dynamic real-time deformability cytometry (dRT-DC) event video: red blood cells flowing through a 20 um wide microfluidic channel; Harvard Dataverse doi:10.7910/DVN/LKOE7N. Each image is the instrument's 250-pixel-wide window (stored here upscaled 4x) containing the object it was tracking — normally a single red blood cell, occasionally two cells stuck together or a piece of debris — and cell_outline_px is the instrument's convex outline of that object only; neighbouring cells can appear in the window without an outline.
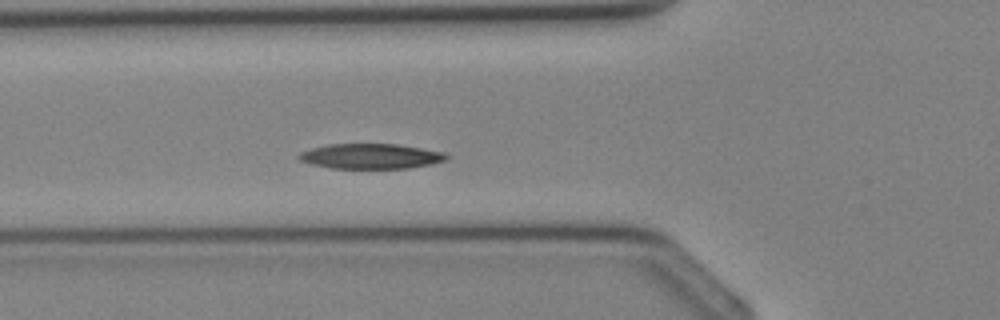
{"species": "Egyptian fruit bat (a non-hibernating species)", "species_latin": "Rousettus aegyptiacus", "temperature_condition": "cold", "stored_images_in_passage": 25, "camera_frame_rate_fps": 3000, "um_per_image_px": 0.085, "animal": {"sex": "female"}, "frame": {"image": 1, "passage_image": 2, "time_ms": 0.333, "image_size_px": [1000, 320], "cell_outline_px": [[448, 160], [408, 168], [332, 168], [312, 164], [300, 160], [296, 156], [300, 152], [312, 148], [328, 144], [396, 144], [444, 152], [448, 156]], "centroid_in_image_um": [31.5, 13.27], "position_along_channel_um": 94.3, "area_um2": 21.39}}
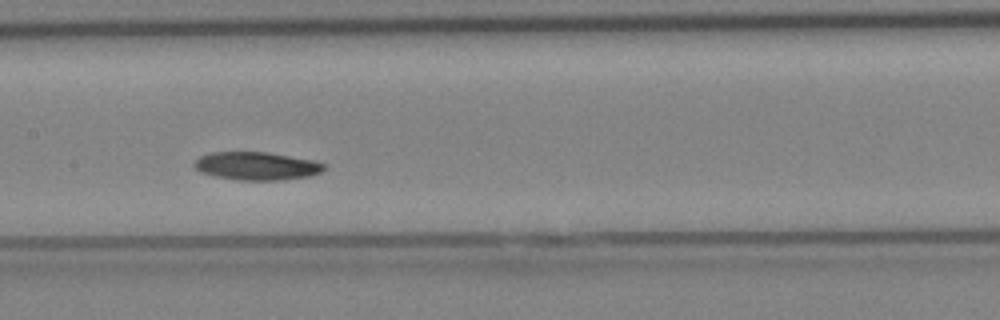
{"frame": {"image": 2, "passage_image": 7, "time_ms": 2.0, "image_size_px": [1000, 320], "cell_outline_px": [[328, 164], [320, 172], [312, 176], [280, 180], [236, 180], [216, 176], [200, 172], [192, 164], [200, 156], [212, 152], [268, 152], [312, 160]], "centroid_in_image_um": [21.82, 14.11], "position_along_channel_um": 185.6, "area_um2": 21.27}}
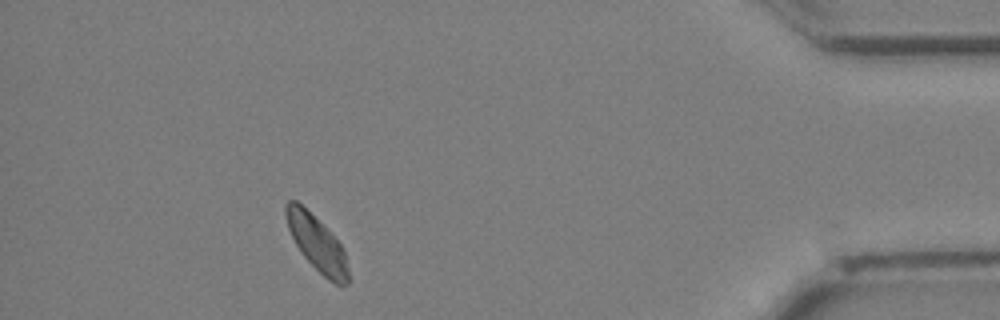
{"frame": {"image": 3, "passage_image": 22, "time_ms": 7.0, "image_size_px": [1000, 320], "cell_outline_px": [[348, 284], [336, 284], [328, 280], [300, 252], [288, 228], [284, 212], [284, 204], [288, 200], [296, 200], [340, 244], [344, 252], [348, 268]], "centroid_in_image_um": [26.9, 20.69], "position_along_channel_um": 408.3, "area_um2": 19.25}}